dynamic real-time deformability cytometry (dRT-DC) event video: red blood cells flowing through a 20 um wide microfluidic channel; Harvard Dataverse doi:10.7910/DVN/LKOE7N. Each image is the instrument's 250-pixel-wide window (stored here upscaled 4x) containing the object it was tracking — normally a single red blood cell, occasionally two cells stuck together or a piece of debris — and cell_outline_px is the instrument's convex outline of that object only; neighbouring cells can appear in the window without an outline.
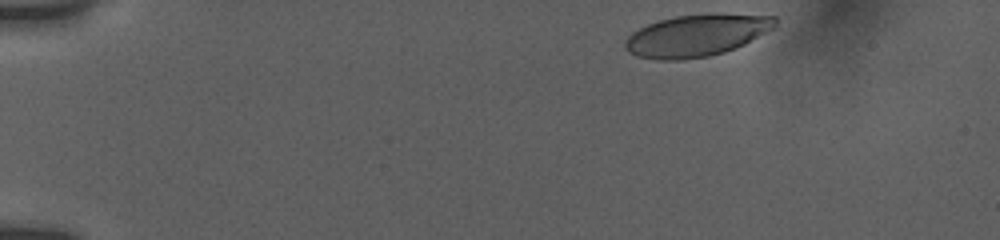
{"species": "human", "species_latin": "Homo sapiens", "temperature_condition": "room temperature", "stored_images_in_passage": 32, "camera_frame_rate_fps": 3000, "um_per_image_px": 0.085, "donor": {"sex": "female"}, "frame": {"image": 1, "passage_image": 1, "time_ms": 0.0, "image_size_px": [1000, 240], "cell_outline_px": [[776, 28], [736, 48], [724, 52], [708, 56], [680, 60], [660, 60], [636, 56], [628, 52], [624, 48], [624, 40], [632, 32], [648, 24], [660, 20], [676, 16], [708, 12], [720, 12], [776, 16]], "centroid_in_image_um": [59.24, 2.98], "position_along_channel_um": 25.8, "area_um2": 37.34}}
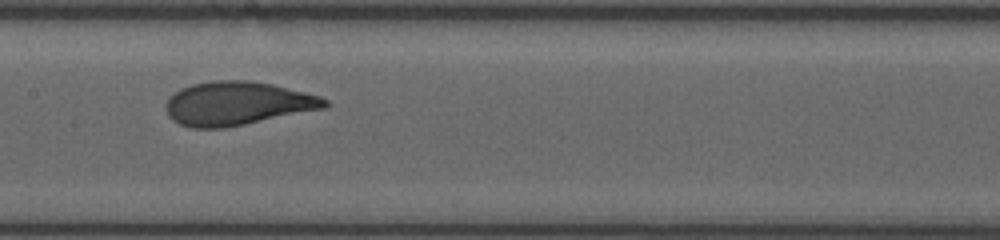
{"frame": {"image": 2, "passage_image": 18, "time_ms": 7.0, "image_size_px": [1000, 240], "cell_outline_px": [[328, 104], [324, 108], [224, 128], [192, 128], [180, 124], [172, 120], [168, 116], [168, 100], [180, 88], [192, 84], [212, 80], [248, 80], [272, 84], [320, 96], [328, 100]], "centroid_in_image_um": [20.17, 8.79], "position_along_channel_um": 187.2, "area_um2": 39.94}}
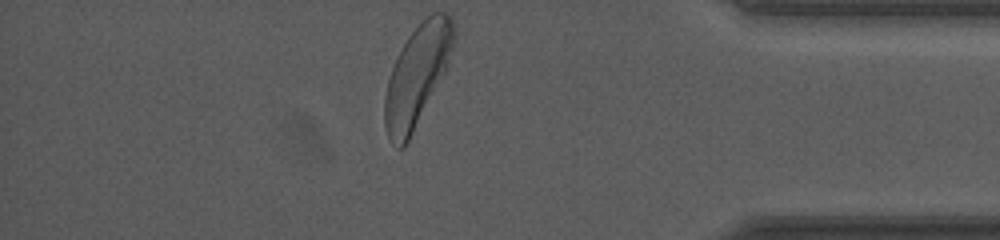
{"frame": {"image": 3, "passage_image": 32, "time_ms": 13.333, "image_size_px": [1000, 240], "cell_outline_px": [[456, 40], [444, 72], [404, 148], [396, 148], [388, 136], [384, 124], [384, 96], [388, 80], [392, 68], [408, 36], [432, 12], [444, 12], [452, 20], [456, 32]], "centroid_in_image_um": [35.45, 6.41], "position_along_channel_um": 399.8, "area_um2": 39.59}, "authors_computed_cell_mechanics": {"area_um2": 39.3618, "velocity_mm_per_s": 3.7454, "shape_relaxation_time_tau1_ms": 2.9054, "shape_relaxation_time_tau2_ms": null, "deformation_change_tau1": 0.1635, "deformation_change_tau2": null}}